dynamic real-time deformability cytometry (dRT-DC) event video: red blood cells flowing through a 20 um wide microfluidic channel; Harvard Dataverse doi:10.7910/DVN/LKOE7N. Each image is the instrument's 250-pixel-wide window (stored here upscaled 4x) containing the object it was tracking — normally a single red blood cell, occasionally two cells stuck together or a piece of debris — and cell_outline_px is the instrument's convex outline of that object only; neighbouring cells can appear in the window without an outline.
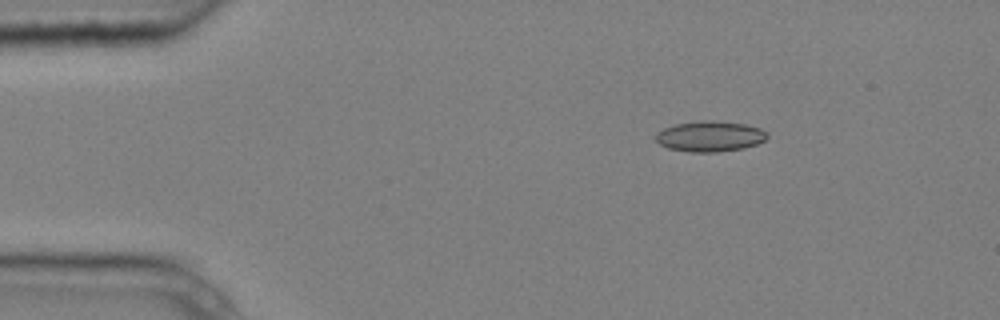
{"species": "common noctule bat (a hibernating species)", "species_latin": "Nyctalus noctula", "temperature_condition": "cold", "stored_images_in_passage": 3, "camera_frame_rate_fps": 3000, "um_per_image_px": 0.085, "animal": {"sex": "male", "body_mass_g": 20.4}, "frame": {"image": 1, "passage_image": 1, "time_ms": 0.0, "image_size_px": [1000, 320], "cell_outline_px": [[768, 136], [764, 140], [756, 144], [744, 148], [716, 152], [688, 152], [668, 148], [660, 144], [656, 140], [656, 136], [664, 128], [676, 124], [700, 120], [704, 120], [744, 124], [760, 128], [768, 132]], "centroid_in_image_um": [60.36, 11.59], "position_along_channel_um": 24.6, "area_um2": 19.65}}